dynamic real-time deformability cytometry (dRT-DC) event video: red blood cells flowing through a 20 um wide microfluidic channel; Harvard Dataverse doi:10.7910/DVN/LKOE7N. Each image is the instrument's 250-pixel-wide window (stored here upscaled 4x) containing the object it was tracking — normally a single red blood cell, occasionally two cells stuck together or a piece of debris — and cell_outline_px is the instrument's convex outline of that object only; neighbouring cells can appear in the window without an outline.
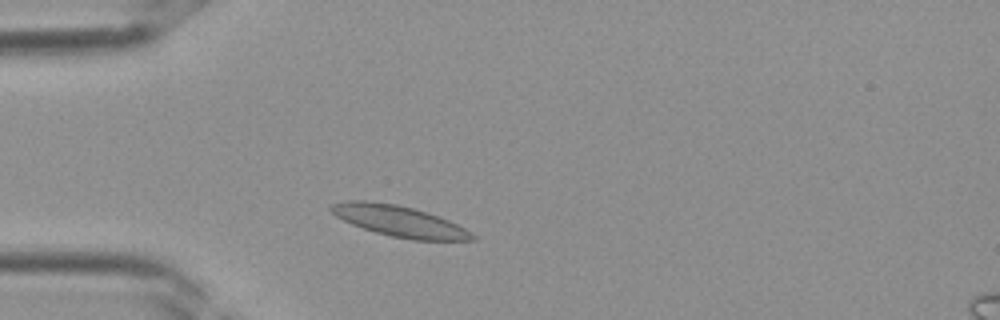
{"species": "Egyptian fruit bat (a non-hibernating species)", "species_latin": "Rousettus aegyptiacus", "temperature_condition": "room temperature", "stored_images_in_passage": 32, "camera_frame_rate_fps": 3000, "um_per_image_px": 0.085, "frame": {"image": 1, "passage_image": 5, "time_ms": 1.333, "image_size_px": [1000, 320], "cell_outline_px": [[476, 240], [412, 240], [392, 236], [376, 232], [352, 224], [336, 216], [328, 208], [332, 204], [348, 200], [368, 200], [396, 204], [428, 212], [440, 216], [472, 232], [476, 236]], "centroid_in_image_um": [33.95, 18.79], "position_along_channel_um": 51.0, "area_um2": 25.37}}
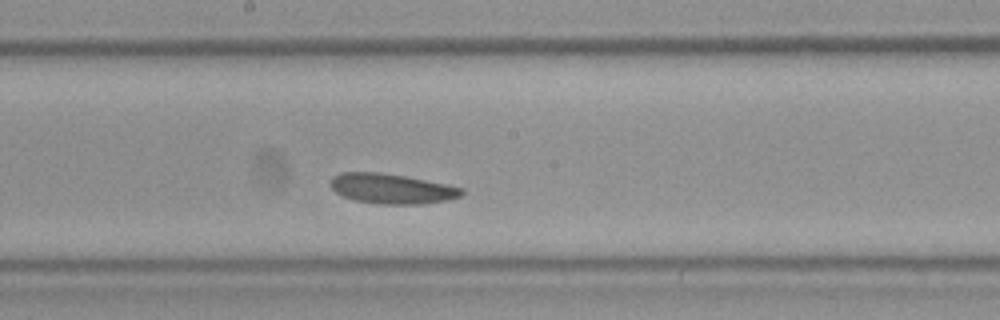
{"frame": {"image": 2, "passage_image": 15, "time_ms": 4.667, "image_size_px": [1000, 320], "cell_outline_px": [[464, 192], [460, 196], [444, 200], [420, 204], [380, 204], [356, 200], [344, 196], [336, 192], [332, 188], [332, 176], [340, 172], [380, 172], [404, 176], [448, 184], [464, 188]], "centroid_in_image_um": [33.31, 16.02], "position_along_channel_um": 214.9, "area_um2": 22.72}}
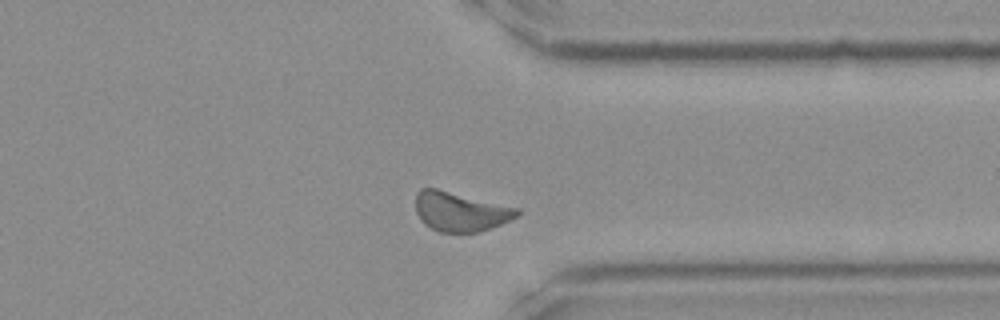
{"frame": {"image": 3, "passage_image": 24, "time_ms": 7.667, "image_size_px": [1000, 320], "cell_outline_px": [[520, 212], [516, 216], [500, 224], [476, 232], [440, 232], [424, 224], [416, 212], [416, 192], [420, 188], [436, 188], [520, 208]], "centroid_in_image_um": [39.1, 17.97], "position_along_channel_um": 372.3, "area_um2": 23.06}}